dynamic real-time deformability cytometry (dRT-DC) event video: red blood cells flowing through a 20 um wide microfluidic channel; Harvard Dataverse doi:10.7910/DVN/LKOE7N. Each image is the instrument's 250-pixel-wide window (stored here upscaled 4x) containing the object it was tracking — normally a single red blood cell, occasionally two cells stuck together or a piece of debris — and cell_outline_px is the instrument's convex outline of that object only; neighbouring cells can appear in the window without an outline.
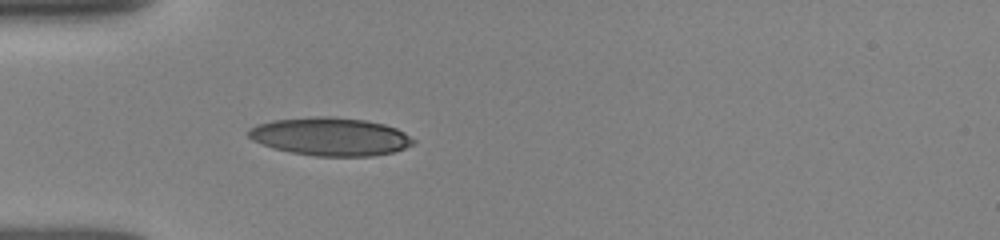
{"species": "human", "species_latin": "Homo sapiens", "temperature_condition": "room temperature", "stored_images_in_passage": 36, "camera_frame_rate_fps": 3000, "um_per_image_px": 0.085, "donor": {"sex": "female"}, "frame": {"image": 1, "passage_image": 1, "time_ms": 0.0, "image_size_px": [1000, 240], "cell_outline_px": [[416, 140], [412, 144], [404, 148], [392, 152], [372, 156], [316, 156], [292, 152], [272, 148], [252, 140], [248, 136], [248, 128], [256, 124], [272, 120], [316, 116], [332, 116], [364, 120], [384, 124], [396, 128], [404, 132]], "centroid_in_image_um": [28.05, 11.6], "position_along_channel_um": 56.9, "area_um2": 36.65}}
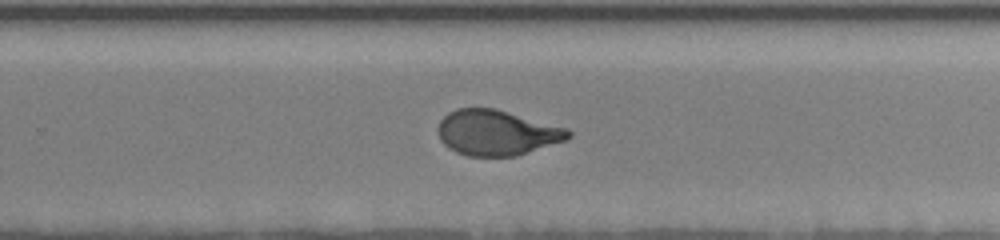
{"frame": {"image": 2, "passage_image": 19, "time_ms": 6.0, "image_size_px": [1000, 240], "cell_outline_px": [[572, 136], [568, 140], [516, 156], [468, 156], [456, 152], [448, 148], [440, 140], [440, 120], [448, 112], [456, 108], [496, 108], [568, 128], [572, 132]], "centroid_in_image_um": [42.27, 11.28], "position_along_channel_um": 287.5, "area_um2": 34.62}}
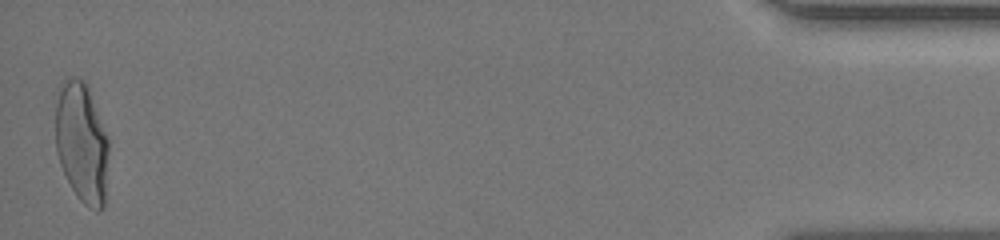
{"frame": {"image": 3, "passage_image": 36, "time_ms": 11.667, "image_size_px": [1000, 240], "cell_outline_px": [[108, 152], [104, 208], [100, 212], [96, 212], [88, 208], [76, 196], [60, 164], [56, 152], [56, 104], [60, 88], [64, 80], [68, 76], [72, 76], [84, 80], [88, 84], [108, 140]], "centroid_in_image_um": [6.95, 12.14], "position_along_channel_um": 428.2, "area_um2": 37.45}, "authors_computed_cell_mechanics": {"area_um2": 35.1424, "velocity_mm_per_s": 3.962, "shape_relaxation_time_tau1_ms": 4.6758, "shape_relaxation_time_tau2_ms": 0.7773, "deformation_change_tau1": 0.1968, "deformation_change_tau2": 0.0765}}